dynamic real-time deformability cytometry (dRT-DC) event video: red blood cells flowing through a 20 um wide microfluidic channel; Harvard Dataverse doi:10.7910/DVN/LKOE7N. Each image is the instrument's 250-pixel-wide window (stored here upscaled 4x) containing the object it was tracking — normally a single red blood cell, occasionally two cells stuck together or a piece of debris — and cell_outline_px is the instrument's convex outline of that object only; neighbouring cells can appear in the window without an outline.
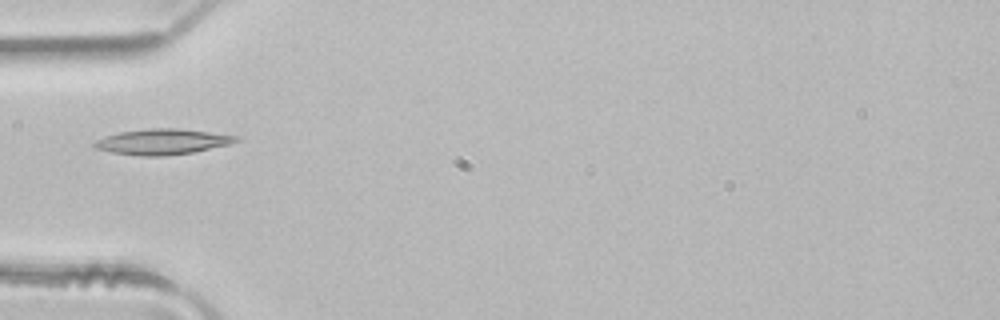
{"species": "common noctule bat (a hibernating species)", "species_latin": "Nyctalus noctula", "temperature_condition": "room temperature", "stored_images_in_passage": 28, "camera_frame_rate_fps": 3000, "um_per_image_px": 0.085, "animal": {"sex": "male", "body_mass_g": 21.5, "forearm_length_mm": 52.0}, "frame": {"image": 1, "passage_image": 1, "time_ms": 0.0, "image_size_px": [1000, 320], "cell_outline_px": [[240, 140], [228, 144], [192, 152], [164, 156], [144, 156], [112, 152], [96, 148], [92, 144], [96, 140], [104, 136], [120, 132], [152, 128], [180, 128], [236, 136]], "centroid_in_image_um": [13.76, 12.04], "position_along_channel_um": 71.2, "area_um2": 20.75}}
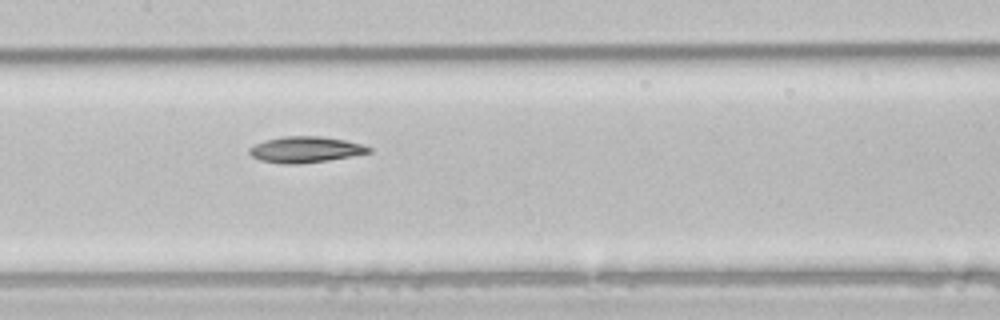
{"frame": {"image": 2, "passage_image": 9, "time_ms": 2.667, "image_size_px": [1000, 320], "cell_outline_px": [[372, 152], [352, 156], [328, 160], [296, 164], [284, 164], [260, 160], [252, 156], [248, 152], [248, 148], [264, 140], [284, 136], [320, 136], [344, 140], [364, 144], [372, 148]], "centroid_in_image_um": [25.97, 12.71], "position_along_channel_um": 181.4, "area_um2": 18.15}}
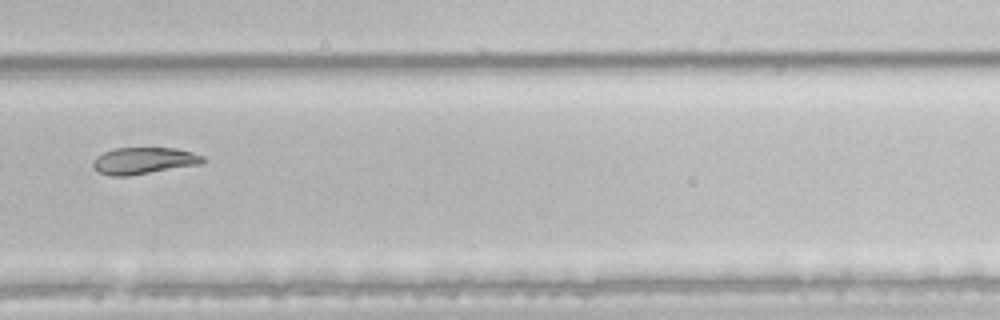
{"frame": {"image": 3, "passage_image": 19, "time_ms": 6.0, "image_size_px": [1000, 320], "cell_outline_px": [[204, 160], [200, 164], [128, 176], [112, 176], [100, 172], [92, 164], [92, 160], [96, 156], [112, 148], [176, 148], [192, 152], [204, 156]], "centroid_in_image_um": [12.2, 13.65], "position_along_channel_um": 317.6, "area_um2": 16.99}, "authors_computed_cell_mechanics": {"area_um2": 17.9758, "velocity_mm_per_s": 4.1053, "shape_relaxation_time_tau1_ms": 7.5448, "shape_relaxation_time_tau2_ms": null, "deformation_change_tau1": 0.1548, "deformation_change_tau2": null}}